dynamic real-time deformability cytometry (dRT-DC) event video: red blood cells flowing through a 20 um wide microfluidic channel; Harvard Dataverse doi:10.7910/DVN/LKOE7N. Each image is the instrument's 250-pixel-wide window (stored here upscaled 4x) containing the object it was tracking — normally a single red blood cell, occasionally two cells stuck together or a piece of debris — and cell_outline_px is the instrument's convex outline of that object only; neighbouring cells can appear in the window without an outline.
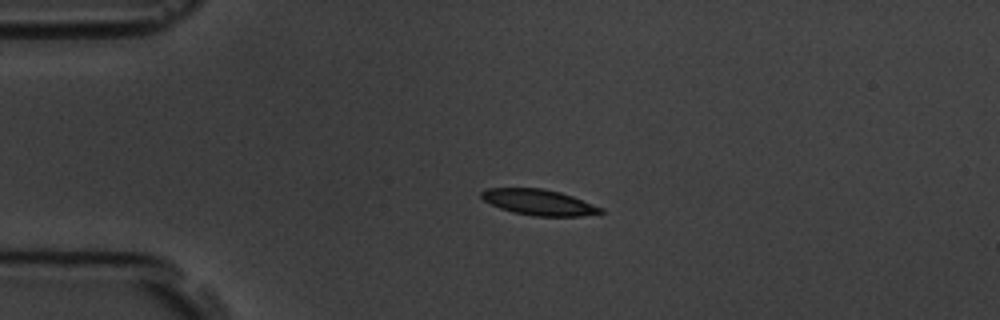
{"species": "common noctule bat (a hibernating species)", "species_latin": "Nyctalus noctula", "temperature_condition": "room temperature", "stored_images_in_passage": 4, "camera_frame_rate_fps": 3000, "um_per_image_px": 0.085, "animal": {"sex": "male", "body_mass_g": 19.5, "forearm_length_mm": 54.6}, "frame": {"image": 1, "passage_image": 3, "time_ms": 2.333, "image_size_px": [1000, 320], "cell_outline_px": [[604, 212], [600, 216], [532, 216], [512, 212], [500, 208], [484, 200], [480, 196], [480, 192], [484, 188], [544, 188], [560, 192], [572, 196], [604, 208]], "centroid_in_image_um": [45.86, 17.2], "position_along_channel_um": 39.1, "area_um2": 18.26}}